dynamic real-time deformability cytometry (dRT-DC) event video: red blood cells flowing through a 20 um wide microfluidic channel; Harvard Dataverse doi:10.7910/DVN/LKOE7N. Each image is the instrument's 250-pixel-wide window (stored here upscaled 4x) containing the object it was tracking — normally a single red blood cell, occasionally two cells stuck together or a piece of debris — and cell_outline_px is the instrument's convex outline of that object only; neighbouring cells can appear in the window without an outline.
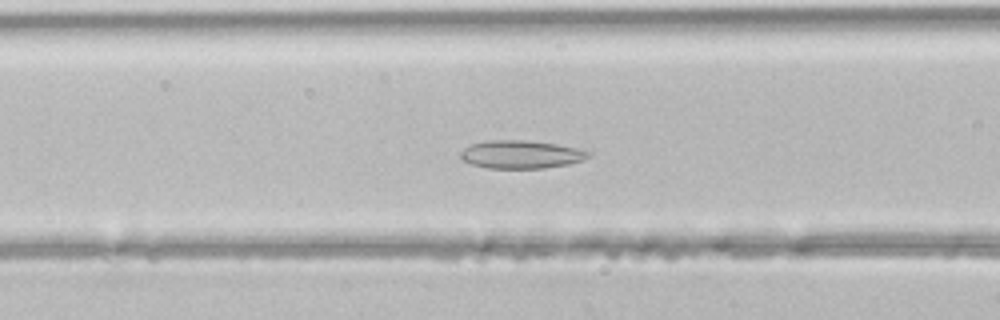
{"species": "common noctule bat (a hibernating species)", "species_latin": "Nyctalus noctula", "temperature_condition": "room temperature", "stored_images_in_passage": 40, "camera_frame_rate_fps": 3000, "um_per_image_px": 0.085, "animal": {"sex": "male", "body_mass_g": 21.5, "forearm_length_mm": 52.0}, "frame": {"image": 1, "passage_image": 12, "time_ms": 3.667, "image_size_px": [1000, 320], "cell_outline_px": [[592, 152], [584, 160], [568, 164], [544, 168], [488, 168], [472, 164], [464, 160], [460, 156], [460, 152], [464, 148], [472, 144], [488, 140], [528, 140], [556, 144], [576, 148]], "centroid_in_image_um": [44.29, 13.12], "position_along_channel_um": 122.3, "area_um2": 20.81}}
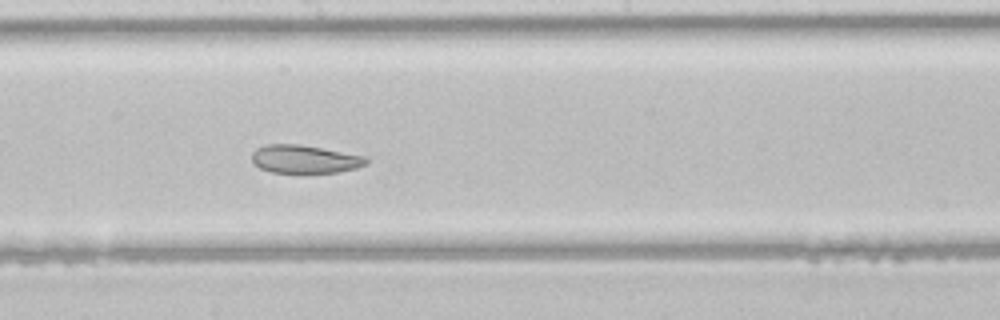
{"frame": {"image": 2, "passage_image": 19, "time_ms": 6.0, "image_size_px": [1000, 320], "cell_outline_px": [[368, 164], [356, 168], [336, 172], [272, 172], [260, 168], [252, 160], [252, 152], [256, 148], [268, 144], [300, 144], [364, 156], [368, 160]], "centroid_in_image_um": [25.89, 13.52], "position_along_channel_um": 222.3, "area_um2": 18.5}}
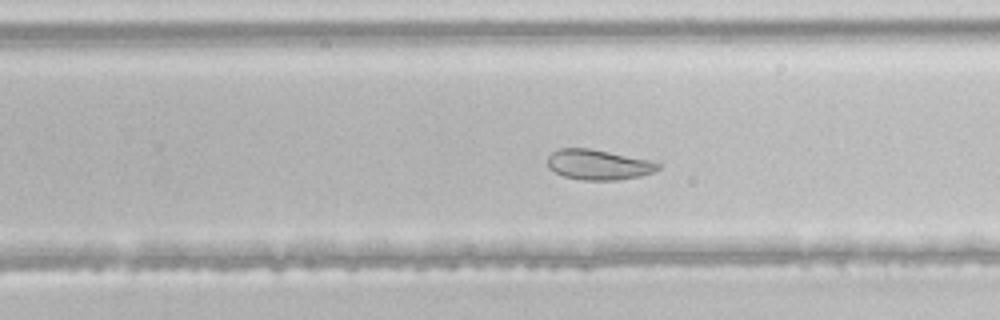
{"frame": {"image": 3, "passage_image": 23, "time_ms": 7.333, "image_size_px": [1000, 320], "cell_outline_px": [[660, 168], [652, 172], [640, 176], [616, 180], [584, 180], [564, 176], [548, 168], [548, 156], [552, 152], [560, 148], [588, 148], [648, 160], [660, 164]], "centroid_in_image_um": [50.83, 14.0], "position_along_channel_um": 279.0, "area_um2": 19.13}}